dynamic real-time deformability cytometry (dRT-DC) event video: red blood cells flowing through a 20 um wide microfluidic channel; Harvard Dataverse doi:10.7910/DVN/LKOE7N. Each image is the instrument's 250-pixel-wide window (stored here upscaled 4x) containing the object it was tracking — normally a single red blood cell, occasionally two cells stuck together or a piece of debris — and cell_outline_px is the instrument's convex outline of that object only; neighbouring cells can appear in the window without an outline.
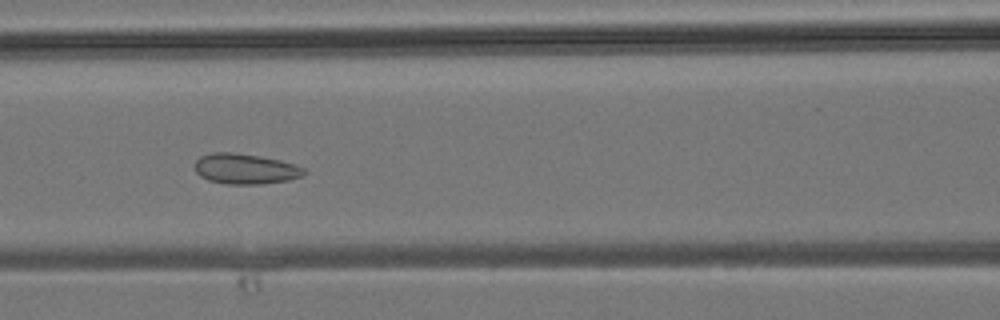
{"species": "common noctule bat (a hibernating species)", "species_latin": "Nyctalus noctula", "temperature_condition": "room temperature", "stored_images_in_passage": 40, "camera_frame_rate_fps": 3000, "um_per_image_px": 0.085, "animal": {"sex": "male", "body_mass_g": 19.2, "forearm_length_mm": 51.8}, "frame": {"image": 1, "passage_image": 18, "time_ms": 5.667, "image_size_px": [1000, 320], "cell_outline_px": [[308, 172], [300, 176], [288, 180], [260, 184], [224, 184], [208, 180], [200, 176], [196, 172], [196, 160], [200, 156], [212, 152], [232, 152], [260, 156], [280, 160], [296, 164], [304, 168]], "centroid_in_image_um": [20.85, 14.35], "position_along_channel_um": 145.7, "area_um2": 19.42}}
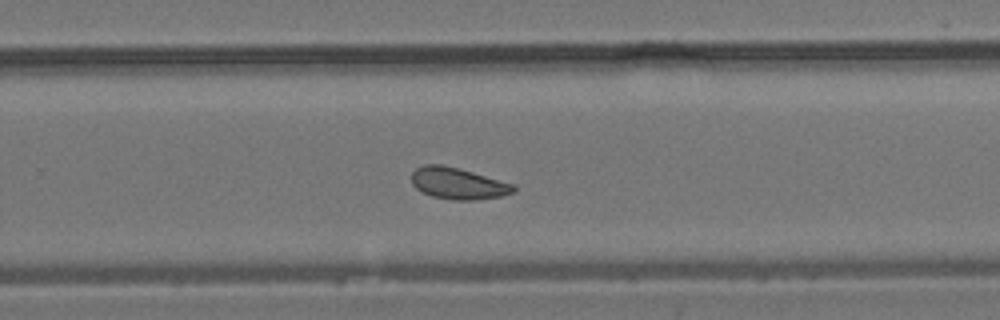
{"frame": {"image": 2, "passage_image": 27, "time_ms": 8.667, "image_size_px": [1000, 320], "cell_outline_px": [[516, 192], [500, 196], [472, 200], [452, 200], [432, 196], [416, 188], [412, 184], [412, 172], [416, 168], [424, 164], [440, 164], [460, 168], [516, 184]], "centroid_in_image_um": [38.96, 15.58], "position_along_channel_um": 290.8, "area_um2": 18.9}}
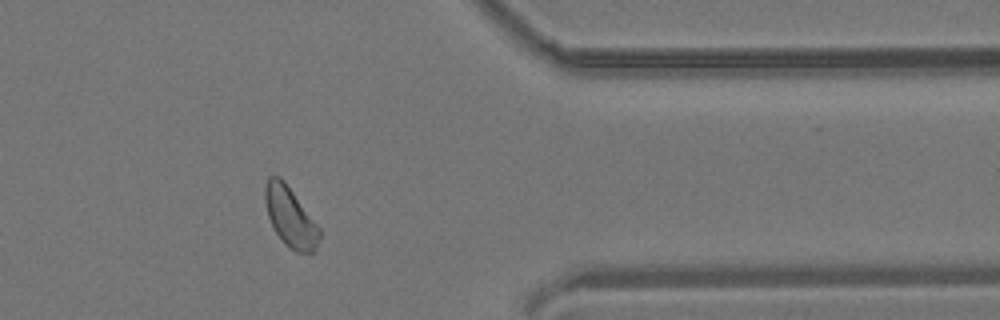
{"frame": {"image": 3, "passage_image": 34, "time_ms": 11.0, "image_size_px": [1000, 320], "cell_outline_px": [[320, 236], [316, 252], [296, 252], [276, 232], [268, 216], [264, 200], [264, 188], [268, 176], [280, 176], [284, 180], [320, 228]], "centroid_in_image_um": [24.68, 18.4], "position_along_channel_um": 386.7, "area_um2": 18.67}}